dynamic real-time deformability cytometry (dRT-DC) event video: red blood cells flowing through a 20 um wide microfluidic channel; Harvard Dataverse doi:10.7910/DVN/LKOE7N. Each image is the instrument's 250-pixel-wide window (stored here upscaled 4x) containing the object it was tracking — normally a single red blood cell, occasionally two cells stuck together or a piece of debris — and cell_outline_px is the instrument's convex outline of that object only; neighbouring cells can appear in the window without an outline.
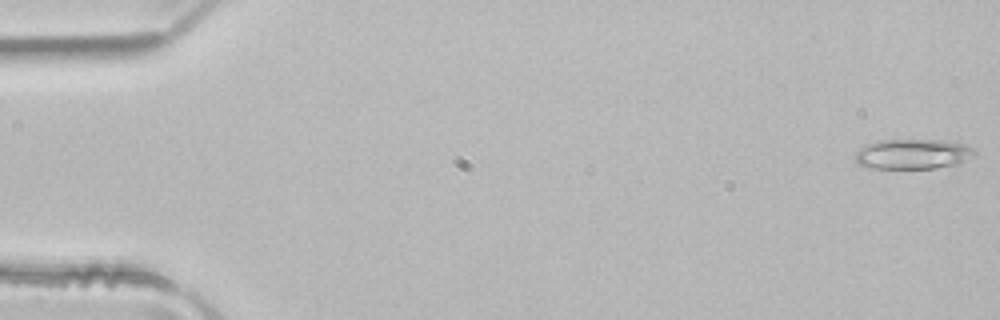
{"species": "common noctule bat (a hibernating species)", "species_latin": "Nyctalus noctula", "temperature_condition": "room temperature", "stored_images_in_passage": 3, "camera_frame_rate_fps": 3000, "um_per_image_px": 0.085, "animal": {"sex": "male", "body_mass_g": 21.5, "forearm_length_mm": 52.0}, "frame": {"image": 1, "passage_image": 1, "time_ms": 0.0, "image_size_px": [1000, 320], "cell_outline_px": [[976, 156], [956, 164], [936, 168], [872, 168], [860, 164], [852, 156], [864, 144], [876, 140], [944, 140], [964, 144], [972, 148], [976, 152]], "centroid_in_image_um": [77.58, 13.08], "position_along_channel_um": 7.4, "area_um2": 21.04}}